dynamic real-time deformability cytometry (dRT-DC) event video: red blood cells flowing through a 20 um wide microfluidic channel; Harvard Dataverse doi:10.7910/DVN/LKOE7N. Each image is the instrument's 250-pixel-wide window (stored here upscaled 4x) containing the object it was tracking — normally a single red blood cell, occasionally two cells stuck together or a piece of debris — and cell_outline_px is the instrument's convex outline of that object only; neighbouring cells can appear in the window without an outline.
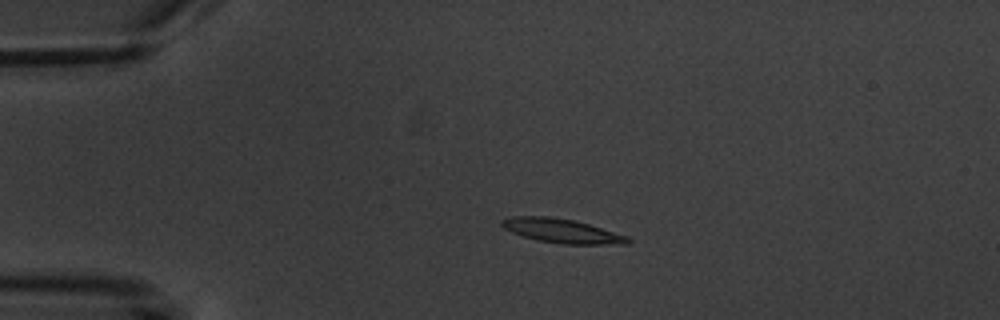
{"species": "common noctule bat (a hibernating species)", "species_latin": "Nyctalus noctula", "temperature_condition": "warm", "stored_images_in_passage": 3, "camera_frame_rate_fps": 3000, "um_per_image_px": 0.085, "animal": {"sex": "male", "body_mass_g": 20.1, "forearm_length_mm": 53.5}, "frame": {"image": 1, "passage_image": 2, "time_ms": 1.0, "image_size_px": [1000, 320], "cell_outline_px": [[632, 240], [628, 244], [564, 244], [536, 240], [512, 232], [504, 228], [500, 224], [500, 220], [512, 216], [548, 216], [576, 220], [628, 236]], "centroid_in_image_um": [47.76, 19.62], "position_along_channel_um": 37.2, "area_um2": 17.8}}